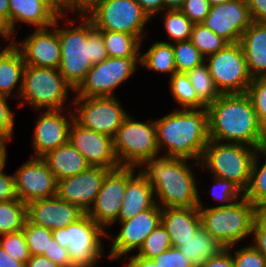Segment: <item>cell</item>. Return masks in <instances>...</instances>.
<instances>
[{"label":"cell","mask_w":266,"mask_h":267,"mask_svg":"<svg viewBox=\"0 0 266 267\" xmlns=\"http://www.w3.org/2000/svg\"><path fill=\"white\" fill-rule=\"evenodd\" d=\"M206 109L210 140L266 147V131L246 93L221 94Z\"/></svg>","instance_id":"obj_1"},{"label":"cell","mask_w":266,"mask_h":267,"mask_svg":"<svg viewBox=\"0 0 266 267\" xmlns=\"http://www.w3.org/2000/svg\"><path fill=\"white\" fill-rule=\"evenodd\" d=\"M157 130L159 152L177 159L194 160L193 167H201L209 137L206 108L178 109L154 120ZM164 146V147H163Z\"/></svg>","instance_id":"obj_2"},{"label":"cell","mask_w":266,"mask_h":267,"mask_svg":"<svg viewBox=\"0 0 266 267\" xmlns=\"http://www.w3.org/2000/svg\"><path fill=\"white\" fill-rule=\"evenodd\" d=\"M190 167L187 159L157 155L138 169L152 185L156 203L161 208L197 207L200 192Z\"/></svg>","instance_id":"obj_3"},{"label":"cell","mask_w":266,"mask_h":267,"mask_svg":"<svg viewBox=\"0 0 266 267\" xmlns=\"http://www.w3.org/2000/svg\"><path fill=\"white\" fill-rule=\"evenodd\" d=\"M79 19L80 23H76L74 28L58 25L61 47L58 70L74 90L84 80L93 64L100 63L108 57L101 32L85 14H80Z\"/></svg>","instance_id":"obj_4"},{"label":"cell","mask_w":266,"mask_h":267,"mask_svg":"<svg viewBox=\"0 0 266 267\" xmlns=\"http://www.w3.org/2000/svg\"><path fill=\"white\" fill-rule=\"evenodd\" d=\"M200 195L198 209L201 226L225 248L236 247L247 236L251 235L256 219V207L245 197L229 206L206 207Z\"/></svg>","instance_id":"obj_5"},{"label":"cell","mask_w":266,"mask_h":267,"mask_svg":"<svg viewBox=\"0 0 266 267\" xmlns=\"http://www.w3.org/2000/svg\"><path fill=\"white\" fill-rule=\"evenodd\" d=\"M257 150L245 144L209 140L200 161L201 168L212 176L232 181L244 192Z\"/></svg>","instance_id":"obj_6"},{"label":"cell","mask_w":266,"mask_h":267,"mask_svg":"<svg viewBox=\"0 0 266 267\" xmlns=\"http://www.w3.org/2000/svg\"><path fill=\"white\" fill-rule=\"evenodd\" d=\"M74 89L64 80L58 69L25 65L20 106L30 105L35 110L68 109L65 102Z\"/></svg>","instance_id":"obj_7"},{"label":"cell","mask_w":266,"mask_h":267,"mask_svg":"<svg viewBox=\"0 0 266 267\" xmlns=\"http://www.w3.org/2000/svg\"><path fill=\"white\" fill-rule=\"evenodd\" d=\"M107 236L86 213L75 223L52 231V237L63 248L68 249L73 267H95L104 256L102 238Z\"/></svg>","instance_id":"obj_8"},{"label":"cell","mask_w":266,"mask_h":267,"mask_svg":"<svg viewBox=\"0 0 266 267\" xmlns=\"http://www.w3.org/2000/svg\"><path fill=\"white\" fill-rule=\"evenodd\" d=\"M128 114L115 137L114 151L120 166L140 167L159 154L157 130L153 121H136Z\"/></svg>","instance_id":"obj_9"},{"label":"cell","mask_w":266,"mask_h":267,"mask_svg":"<svg viewBox=\"0 0 266 267\" xmlns=\"http://www.w3.org/2000/svg\"><path fill=\"white\" fill-rule=\"evenodd\" d=\"M85 15L97 30L125 32L142 42L150 20L136 0H100Z\"/></svg>","instance_id":"obj_10"},{"label":"cell","mask_w":266,"mask_h":267,"mask_svg":"<svg viewBox=\"0 0 266 267\" xmlns=\"http://www.w3.org/2000/svg\"><path fill=\"white\" fill-rule=\"evenodd\" d=\"M140 57L111 58L93 64L74 97H115V89L125 83L139 68Z\"/></svg>","instance_id":"obj_11"},{"label":"cell","mask_w":266,"mask_h":267,"mask_svg":"<svg viewBox=\"0 0 266 267\" xmlns=\"http://www.w3.org/2000/svg\"><path fill=\"white\" fill-rule=\"evenodd\" d=\"M205 63L221 94L246 93L252 77L240 42L228 43L217 53L207 56Z\"/></svg>","instance_id":"obj_12"},{"label":"cell","mask_w":266,"mask_h":267,"mask_svg":"<svg viewBox=\"0 0 266 267\" xmlns=\"http://www.w3.org/2000/svg\"><path fill=\"white\" fill-rule=\"evenodd\" d=\"M72 101L74 120L79 125L112 138L129 114L116 97H74Z\"/></svg>","instance_id":"obj_13"},{"label":"cell","mask_w":266,"mask_h":267,"mask_svg":"<svg viewBox=\"0 0 266 267\" xmlns=\"http://www.w3.org/2000/svg\"><path fill=\"white\" fill-rule=\"evenodd\" d=\"M137 167L121 166L110 170L102 182L96 200L86 213L105 231L117 224L127 182L136 174ZM107 227V228H106Z\"/></svg>","instance_id":"obj_14"},{"label":"cell","mask_w":266,"mask_h":267,"mask_svg":"<svg viewBox=\"0 0 266 267\" xmlns=\"http://www.w3.org/2000/svg\"><path fill=\"white\" fill-rule=\"evenodd\" d=\"M161 211L162 208L156 204L133 218L118 222L120 230L117 235L112 236L107 232L106 238L112 239L108 258L119 261L125 256L124 259H127V254L135 252V249L138 251L147 236L161 223Z\"/></svg>","instance_id":"obj_15"},{"label":"cell","mask_w":266,"mask_h":267,"mask_svg":"<svg viewBox=\"0 0 266 267\" xmlns=\"http://www.w3.org/2000/svg\"><path fill=\"white\" fill-rule=\"evenodd\" d=\"M63 16L65 14L58 16L54 24L49 27L34 29L31 35L20 42L16 38L12 39V43L21 52L25 65L59 68L61 47L58 39V21L65 18Z\"/></svg>","instance_id":"obj_16"},{"label":"cell","mask_w":266,"mask_h":267,"mask_svg":"<svg viewBox=\"0 0 266 267\" xmlns=\"http://www.w3.org/2000/svg\"><path fill=\"white\" fill-rule=\"evenodd\" d=\"M17 197L28 204L56 196L57 180L41 157L32 156L14 173Z\"/></svg>","instance_id":"obj_17"},{"label":"cell","mask_w":266,"mask_h":267,"mask_svg":"<svg viewBox=\"0 0 266 267\" xmlns=\"http://www.w3.org/2000/svg\"><path fill=\"white\" fill-rule=\"evenodd\" d=\"M71 109L41 110L32 136L34 157L42 158L49 151L68 142L69 129L74 120Z\"/></svg>","instance_id":"obj_18"},{"label":"cell","mask_w":266,"mask_h":267,"mask_svg":"<svg viewBox=\"0 0 266 267\" xmlns=\"http://www.w3.org/2000/svg\"><path fill=\"white\" fill-rule=\"evenodd\" d=\"M68 141L83 155L90 166L109 170L121 167L114 151L113 138L108 135L84 128L73 120Z\"/></svg>","instance_id":"obj_19"},{"label":"cell","mask_w":266,"mask_h":267,"mask_svg":"<svg viewBox=\"0 0 266 267\" xmlns=\"http://www.w3.org/2000/svg\"><path fill=\"white\" fill-rule=\"evenodd\" d=\"M251 23L246 0H232L212 6L201 24L228 43H238Z\"/></svg>","instance_id":"obj_20"},{"label":"cell","mask_w":266,"mask_h":267,"mask_svg":"<svg viewBox=\"0 0 266 267\" xmlns=\"http://www.w3.org/2000/svg\"><path fill=\"white\" fill-rule=\"evenodd\" d=\"M109 169L90 166L83 172L57 181L56 196L87 213L96 200Z\"/></svg>","instance_id":"obj_21"},{"label":"cell","mask_w":266,"mask_h":267,"mask_svg":"<svg viewBox=\"0 0 266 267\" xmlns=\"http://www.w3.org/2000/svg\"><path fill=\"white\" fill-rule=\"evenodd\" d=\"M84 214L79 207L57 196L37 199L27 204V220L51 231L75 223Z\"/></svg>","instance_id":"obj_22"},{"label":"cell","mask_w":266,"mask_h":267,"mask_svg":"<svg viewBox=\"0 0 266 267\" xmlns=\"http://www.w3.org/2000/svg\"><path fill=\"white\" fill-rule=\"evenodd\" d=\"M9 35L15 38L18 23H26L35 29L46 28L54 24L58 17L41 0H8Z\"/></svg>","instance_id":"obj_23"},{"label":"cell","mask_w":266,"mask_h":267,"mask_svg":"<svg viewBox=\"0 0 266 267\" xmlns=\"http://www.w3.org/2000/svg\"><path fill=\"white\" fill-rule=\"evenodd\" d=\"M161 223L170 236L172 247L177 248L201 227L198 207L162 208Z\"/></svg>","instance_id":"obj_24"},{"label":"cell","mask_w":266,"mask_h":267,"mask_svg":"<svg viewBox=\"0 0 266 267\" xmlns=\"http://www.w3.org/2000/svg\"><path fill=\"white\" fill-rule=\"evenodd\" d=\"M240 44L252 79L266 78V23L252 21L242 34Z\"/></svg>","instance_id":"obj_25"},{"label":"cell","mask_w":266,"mask_h":267,"mask_svg":"<svg viewBox=\"0 0 266 267\" xmlns=\"http://www.w3.org/2000/svg\"><path fill=\"white\" fill-rule=\"evenodd\" d=\"M152 185L147 178L138 171L128 182L122 200L117 222L133 218L135 215L156 205Z\"/></svg>","instance_id":"obj_26"},{"label":"cell","mask_w":266,"mask_h":267,"mask_svg":"<svg viewBox=\"0 0 266 267\" xmlns=\"http://www.w3.org/2000/svg\"><path fill=\"white\" fill-rule=\"evenodd\" d=\"M25 63L14 43L0 51V95L18 99L22 89ZM16 88V90L14 89ZM17 91V92H15ZM15 94L13 95V93Z\"/></svg>","instance_id":"obj_27"},{"label":"cell","mask_w":266,"mask_h":267,"mask_svg":"<svg viewBox=\"0 0 266 267\" xmlns=\"http://www.w3.org/2000/svg\"><path fill=\"white\" fill-rule=\"evenodd\" d=\"M56 180L79 174L90 167L83 155L69 141L42 157Z\"/></svg>","instance_id":"obj_28"},{"label":"cell","mask_w":266,"mask_h":267,"mask_svg":"<svg viewBox=\"0 0 266 267\" xmlns=\"http://www.w3.org/2000/svg\"><path fill=\"white\" fill-rule=\"evenodd\" d=\"M196 267L217 256L225 247L202 226L191 237L177 247Z\"/></svg>","instance_id":"obj_29"},{"label":"cell","mask_w":266,"mask_h":267,"mask_svg":"<svg viewBox=\"0 0 266 267\" xmlns=\"http://www.w3.org/2000/svg\"><path fill=\"white\" fill-rule=\"evenodd\" d=\"M140 65L150 71L168 73L171 77L176 73L172 43L153 42L146 52L140 54Z\"/></svg>","instance_id":"obj_30"},{"label":"cell","mask_w":266,"mask_h":267,"mask_svg":"<svg viewBox=\"0 0 266 267\" xmlns=\"http://www.w3.org/2000/svg\"><path fill=\"white\" fill-rule=\"evenodd\" d=\"M102 34L108 57H140L142 41L125 32L99 30Z\"/></svg>","instance_id":"obj_31"},{"label":"cell","mask_w":266,"mask_h":267,"mask_svg":"<svg viewBox=\"0 0 266 267\" xmlns=\"http://www.w3.org/2000/svg\"><path fill=\"white\" fill-rule=\"evenodd\" d=\"M264 156V157H263ZM264 158L260 166V159ZM244 197L255 207L266 205V147L259 148L253 160L250 181Z\"/></svg>","instance_id":"obj_32"},{"label":"cell","mask_w":266,"mask_h":267,"mask_svg":"<svg viewBox=\"0 0 266 267\" xmlns=\"http://www.w3.org/2000/svg\"><path fill=\"white\" fill-rule=\"evenodd\" d=\"M170 93L181 109H200L206 106L198 99L187 73H174L169 79Z\"/></svg>","instance_id":"obj_33"},{"label":"cell","mask_w":266,"mask_h":267,"mask_svg":"<svg viewBox=\"0 0 266 267\" xmlns=\"http://www.w3.org/2000/svg\"><path fill=\"white\" fill-rule=\"evenodd\" d=\"M27 220V204L18 198L0 202V235L23 229Z\"/></svg>","instance_id":"obj_34"},{"label":"cell","mask_w":266,"mask_h":267,"mask_svg":"<svg viewBox=\"0 0 266 267\" xmlns=\"http://www.w3.org/2000/svg\"><path fill=\"white\" fill-rule=\"evenodd\" d=\"M198 99L207 107L212 104L221 93L215 86L206 63L194 67L187 72Z\"/></svg>","instance_id":"obj_35"},{"label":"cell","mask_w":266,"mask_h":267,"mask_svg":"<svg viewBox=\"0 0 266 267\" xmlns=\"http://www.w3.org/2000/svg\"><path fill=\"white\" fill-rule=\"evenodd\" d=\"M163 27L174 42L190 40L193 23L181 10H164Z\"/></svg>","instance_id":"obj_36"},{"label":"cell","mask_w":266,"mask_h":267,"mask_svg":"<svg viewBox=\"0 0 266 267\" xmlns=\"http://www.w3.org/2000/svg\"><path fill=\"white\" fill-rule=\"evenodd\" d=\"M190 41L205 58L217 53L228 44L226 40L201 23L193 24Z\"/></svg>","instance_id":"obj_37"},{"label":"cell","mask_w":266,"mask_h":267,"mask_svg":"<svg viewBox=\"0 0 266 267\" xmlns=\"http://www.w3.org/2000/svg\"><path fill=\"white\" fill-rule=\"evenodd\" d=\"M177 73H187L205 63V57L190 40L172 43Z\"/></svg>","instance_id":"obj_38"},{"label":"cell","mask_w":266,"mask_h":267,"mask_svg":"<svg viewBox=\"0 0 266 267\" xmlns=\"http://www.w3.org/2000/svg\"><path fill=\"white\" fill-rule=\"evenodd\" d=\"M172 247L166 228L160 223L145 239L136 254L142 258L153 259Z\"/></svg>","instance_id":"obj_39"},{"label":"cell","mask_w":266,"mask_h":267,"mask_svg":"<svg viewBox=\"0 0 266 267\" xmlns=\"http://www.w3.org/2000/svg\"><path fill=\"white\" fill-rule=\"evenodd\" d=\"M22 231L25 235L30 255H42L43 251L47 250L49 240L52 238L50 229L32 224L26 220Z\"/></svg>","instance_id":"obj_40"},{"label":"cell","mask_w":266,"mask_h":267,"mask_svg":"<svg viewBox=\"0 0 266 267\" xmlns=\"http://www.w3.org/2000/svg\"><path fill=\"white\" fill-rule=\"evenodd\" d=\"M213 184L210 191L212 198L220 202L217 206H229L244 197V192L232 181L212 176Z\"/></svg>","instance_id":"obj_41"},{"label":"cell","mask_w":266,"mask_h":267,"mask_svg":"<svg viewBox=\"0 0 266 267\" xmlns=\"http://www.w3.org/2000/svg\"><path fill=\"white\" fill-rule=\"evenodd\" d=\"M246 94L251 100L258 122L266 131V78L252 79Z\"/></svg>","instance_id":"obj_42"},{"label":"cell","mask_w":266,"mask_h":267,"mask_svg":"<svg viewBox=\"0 0 266 267\" xmlns=\"http://www.w3.org/2000/svg\"><path fill=\"white\" fill-rule=\"evenodd\" d=\"M0 246L15 260L26 264L30 252L22 230L0 235Z\"/></svg>","instance_id":"obj_43"},{"label":"cell","mask_w":266,"mask_h":267,"mask_svg":"<svg viewBox=\"0 0 266 267\" xmlns=\"http://www.w3.org/2000/svg\"><path fill=\"white\" fill-rule=\"evenodd\" d=\"M227 249L231 251L234 267H266V259L251 244L236 249L235 253L231 246Z\"/></svg>","instance_id":"obj_44"},{"label":"cell","mask_w":266,"mask_h":267,"mask_svg":"<svg viewBox=\"0 0 266 267\" xmlns=\"http://www.w3.org/2000/svg\"><path fill=\"white\" fill-rule=\"evenodd\" d=\"M8 97L0 95V140L11 141L14 133L15 113L8 105Z\"/></svg>","instance_id":"obj_45"},{"label":"cell","mask_w":266,"mask_h":267,"mask_svg":"<svg viewBox=\"0 0 266 267\" xmlns=\"http://www.w3.org/2000/svg\"><path fill=\"white\" fill-rule=\"evenodd\" d=\"M208 0H185L180 9L193 24H200L210 11Z\"/></svg>","instance_id":"obj_46"},{"label":"cell","mask_w":266,"mask_h":267,"mask_svg":"<svg viewBox=\"0 0 266 267\" xmlns=\"http://www.w3.org/2000/svg\"><path fill=\"white\" fill-rule=\"evenodd\" d=\"M161 267H196L178 248L171 247L153 258Z\"/></svg>","instance_id":"obj_47"},{"label":"cell","mask_w":266,"mask_h":267,"mask_svg":"<svg viewBox=\"0 0 266 267\" xmlns=\"http://www.w3.org/2000/svg\"><path fill=\"white\" fill-rule=\"evenodd\" d=\"M42 255L46 256L49 260L61 267H73L69 257L68 249L59 245L53 237L49 240L47 250H44Z\"/></svg>","instance_id":"obj_48"},{"label":"cell","mask_w":266,"mask_h":267,"mask_svg":"<svg viewBox=\"0 0 266 267\" xmlns=\"http://www.w3.org/2000/svg\"><path fill=\"white\" fill-rule=\"evenodd\" d=\"M14 173L0 172V202L17 199Z\"/></svg>","instance_id":"obj_49"},{"label":"cell","mask_w":266,"mask_h":267,"mask_svg":"<svg viewBox=\"0 0 266 267\" xmlns=\"http://www.w3.org/2000/svg\"><path fill=\"white\" fill-rule=\"evenodd\" d=\"M251 236L252 246L266 259V228L257 220H254Z\"/></svg>","instance_id":"obj_50"},{"label":"cell","mask_w":266,"mask_h":267,"mask_svg":"<svg viewBox=\"0 0 266 267\" xmlns=\"http://www.w3.org/2000/svg\"><path fill=\"white\" fill-rule=\"evenodd\" d=\"M252 21L266 23V0H246Z\"/></svg>","instance_id":"obj_51"},{"label":"cell","mask_w":266,"mask_h":267,"mask_svg":"<svg viewBox=\"0 0 266 267\" xmlns=\"http://www.w3.org/2000/svg\"><path fill=\"white\" fill-rule=\"evenodd\" d=\"M200 267H234L231 251L223 249L217 256L210 258Z\"/></svg>","instance_id":"obj_52"},{"label":"cell","mask_w":266,"mask_h":267,"mask_svg":"<svg viewBox=\"0 0 266 267\" xmlns=\"http://www.w3.org/2000/svg\"><path fill=\"white\" fill-rule=\"evenodd\" d=\"M143 12L151 18L164 11V0H136Z\"/></svg>","instance_id":"obj_53"},{"label":"cell","mask_w":266,"mask_h":267,"mask_svg":"<svg viewBox=\"0 0 266 267\" xmlns=\"http://www.w3.org/2000/svg\"><path fill=\"white\" fill-rule=\"evenodd\" d=\"M124 267H161L153 259L142 258L138 255H133L125 262Z\"/></svg>","instance_id":"obj_54"},{"label":"cell","mask_w":266,"mask_h":267,"mask_svg":"<svg viewBox=\"0 0 266 267\" xmlns=\"http://www.w3.org/2000/svg\"><path fill=\"white\" fill-rule=\"evenodd\" d=\"M25 267H61L52 262L44 255L30 256L25 264Z\"/></svg>","instance_id":"obj_55"},{"label":"cell","mask_w":266,"mask_h":267,"mask_svg":"<svg viewBox=\"0 0 266 267\" xmlns=\"http://www.w3.org/2000/svg\"><path fill=\"white\" fill-rule=\"evenodd\" d=\"M51 2L65 15L70 12V14L77 13V0H51Z\"/></svg>","instance_id":"obj_56"},{"label":"cell","mask_w":266,"mask_h":267,"mask_svg":"<svg viewBox=\"0 0 266 267\" xmlns=\"http://www.w3.org/2000/svg\"><path fill=\"white\" fill-rule=\"evenodd\" d=\"M0 267H25V264L15 260L0 246Z\"/></svg>","instance_id":"obj_57"},{"label":"cell","mask_w":266,"mask_h":267,"mask_svg":"<svg viewBox=\"0 0 266 267\" xmlns=\"http://www.w3.org/2000/svg\"><path fill=\"white\" fill-rule=\"evenodd\" d=\"M0 21L6 26L9 33V3L8 0H0Z\"/></svg>","instance_id":"obj_58"},{"label":"cell","mask_w":266,"mask_h":267,"mask_svg":"<svg viewBox=\"0 0 266 267\" xmlns=\"http://www.w3.org/2000/svg\"><path fill=\"white\" fill-rule=\"evenodd\" d=\"M100 0H77V14H85Z\"/></svg>","instance_id":"obj_59"},{"label":"cell","mask_w":266,"mask_h":267,"mask_svg":"<svg viewBox=\"0 0 266 267\" xmlns=\"http://www.w3.org/2000/svg\"><path fill=\"white\" fill-rule=\"evenodd\" d=\"M7 142L9 141H4L0 140V172L5 170L6 167V161H7Z\"/></svg>","instance_id":"obj_60"},{"label":"cell","mask_w":266,"mask_h":267,"mask_svg":"<svg viewBox=\"0 0 266 267\" xmlns=\"http://www.w3.org/2000/svg\"><path fill=\"white\" fill-rule=\"evenodd\" d=\"M185 0H164V10H180Z\"/></svg>","instance_id":"obj_61"},{"label":"cell","mask_w":266,"mask_h":267,"mask_svg":"<svg viewBox=\"0 0 266 267\" xmlns=\"http://www.w3.org/2000/svg\"><path fill=\"white\" fill-rule=\"evenodd\" d=\"M256 219L266 228V205L256 207Z\"/></svg>","instance_id":"obj_62"},{"label":"cell","mask_w":266,"mask_h":267,"mask_svg":"<svg viewBox=\"0 0 266 267\" xmlns=\"http://www.w3.org/2000/svg\"><path fill=\"white\" fill-rule=\"evenodd\" d=\"M43 1L57 16L64 15L52 2L51 0H41Z\"/></svg>","instance_id":"obj_63"},{"label":"cell","mask_w":266,"mask_h":267,"mask_svg":"<svg viewBox=\"0 0 266 267\" xmlns=\"http://www.w3.org/2000/svg\"><path fill=\"white\" fill-rule=\"evenodd\" d=\"M229 1H232V0H208L211 7L215 6V5H219V4L224 3V2H229Z\"/></svg>","instance_id":"obj_64"},{"label":"cell","mask_w":266,"mask_h":267,"mask_svg":"<svg viewBox=\"0 0 266 267\" xmlns=\"http://www.w3.org/2000/svg\"><path fill=\"white\" fill-rule=\"evenodd\" d=\"M0 35H9L6 26L0 21Z\"/></svg>","instance_id":"obj_65"},{"label":"cell","mask_w":266,"mask_h":267,"mask_svg":"<svg viewBox=\"0 0 266 267\" xmlns=\"http://www.w3.org/2000/svg\"><path fill=\"white\" fill-rule=\"evenodd\" d=\"M0 38L4 39L5 41L6 40L9 41V44L12 43V37L10 35H0ZM10 39H11V42H10ZM0 49H2L1 46H0Z\"/></svg>","instance_id":"obj_66"}]
</instances>
